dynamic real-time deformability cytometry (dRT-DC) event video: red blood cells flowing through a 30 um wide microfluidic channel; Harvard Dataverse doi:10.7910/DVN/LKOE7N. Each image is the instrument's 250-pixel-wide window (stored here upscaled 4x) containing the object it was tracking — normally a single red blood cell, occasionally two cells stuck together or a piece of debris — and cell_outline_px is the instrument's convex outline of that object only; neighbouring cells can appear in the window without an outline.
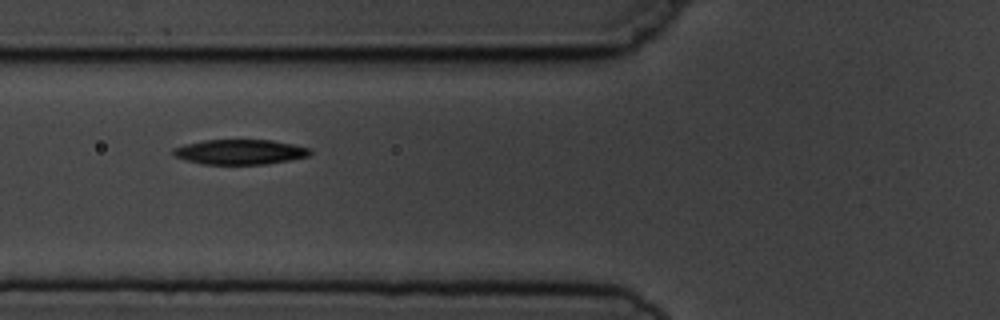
{"species": "common noctule bat (a hibernating species)", "species_latin": "Nyctalus noctula", "temperature_condition": "cold", "stored_images_in_passage": 3, "camera_frame_rate_fps": 3000, "um_per_image_px": 0.085, "animal": {"sex": "male", "body_mass_g": 19.5, "forearm_length_mm": 54.6}, "frame": {"image": 1, "passage_image": 3, "time_ms": 2.333, "image_size_px": [1000, 320], "cell_outline_px": [[312, 152], [308, 156], [288, 160], [264, 164], [204, 164], [184, 160], [176, 156], [172, 152], [172, 148], [184, 144], [204, 140], [272, 140], [312, 148]], "centroid_in_image_um": [20.39, 12.91], "position_along_channel_um": 105.4, "area_um2": 19.88}}